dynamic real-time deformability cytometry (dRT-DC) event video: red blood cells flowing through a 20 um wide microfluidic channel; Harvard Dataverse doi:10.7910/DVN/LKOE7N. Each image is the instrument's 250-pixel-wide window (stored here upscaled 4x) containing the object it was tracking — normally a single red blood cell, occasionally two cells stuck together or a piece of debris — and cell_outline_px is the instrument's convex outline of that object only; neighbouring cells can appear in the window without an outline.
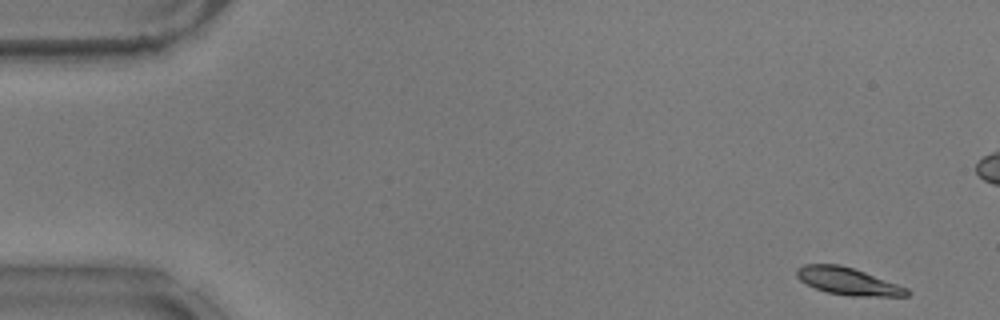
{"species": "common noctule bat (a hibernating species)", "species_latin": "Nyctalus noctula", "temperature_condition": "warm", "stored_images_in_passage": 12, "camera_frame_rate_fps": 3000, "um_per_image_px": 0.085, "animal": {"sex": "male", "body_mass_g": 17.9}, "frame": {"image": 1, "passage_image": 1, "time_ms": 0.0, "image_size_px": [1000, 320], "cell_outline_px": [[912, 292], [908, 296], [848, 296], [828, 292], [816, 288], [800, 280], [796, 276], [796, 268], [804, 264], [840, 264], [864, 272], [908, 288]], "centroid_in_image_um": [72.08, 23.91], "position_along_channel_um": 12.9, "area_um2": 17.4}}